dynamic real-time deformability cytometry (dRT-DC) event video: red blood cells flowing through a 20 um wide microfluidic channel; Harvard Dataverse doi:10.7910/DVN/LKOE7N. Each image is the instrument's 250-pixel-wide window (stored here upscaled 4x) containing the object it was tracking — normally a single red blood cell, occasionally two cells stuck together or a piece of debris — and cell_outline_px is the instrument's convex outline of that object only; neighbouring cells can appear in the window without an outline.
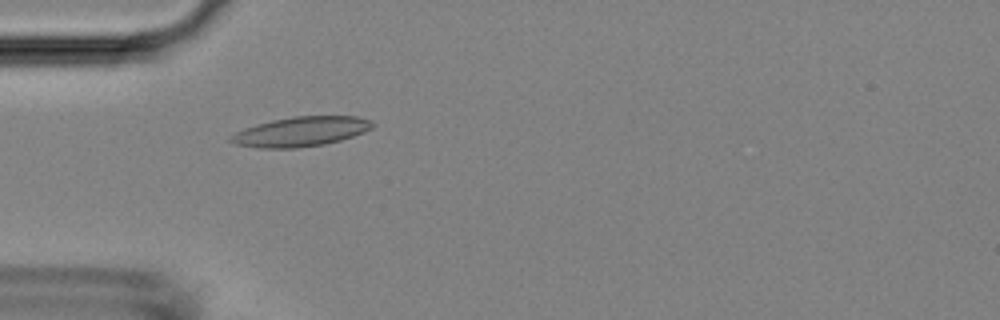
{"species": "Egyptian fruit bat (a non-hibernating species)", "species_latin": "Rousettus aegyptiacus", "temperature_condition": "room temperature", "stored_images_in_passage": 3, "camera_frame_rate_fps": 3000, "um_per_image_px": 0.085, "animal": {"sex": "female"}, "frame": {"image": 1, "passage_image": 3, "time_ms": 2.667, "image_size_px": [1000, 320], "cell_outline_px": [[376, 124], [372, 128], [364, 132], [340, 140], [324, 144], [296, 148], [256, 148], [236, 144], [228, 140], [228, 136], [244, 128], [256, 124], [272, 120], [292, 116], [356, 116], [372, 120]], "centroid_in_image_um": [25.56, 11.18], "position_along_channel_um": 59.4, "area_um2": 24.62}}